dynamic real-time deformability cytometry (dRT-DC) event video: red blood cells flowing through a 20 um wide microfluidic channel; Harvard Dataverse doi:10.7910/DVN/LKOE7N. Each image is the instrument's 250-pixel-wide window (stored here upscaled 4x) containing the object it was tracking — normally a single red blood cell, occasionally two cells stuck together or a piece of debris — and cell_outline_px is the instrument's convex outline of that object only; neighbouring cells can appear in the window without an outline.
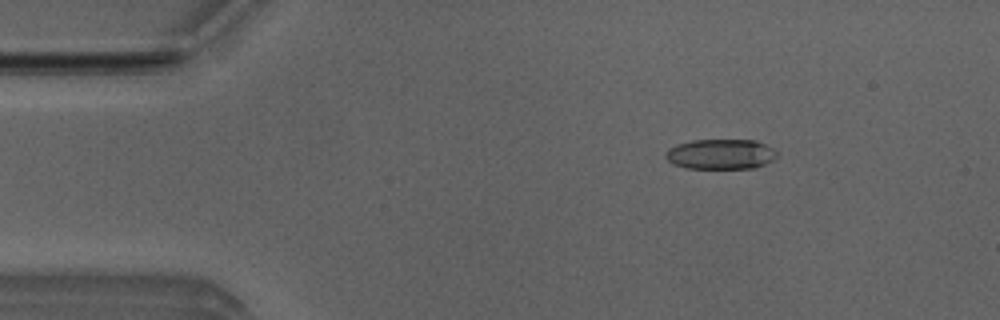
{"species": "Egyptian fruit bat (a non-hibernating species)", "species_latin": "Rousettus aegyptiacus", "temperature_condition": "room temperature", "stored_images_in_passage": 51, "camera_frame_rate_fps": 3000, "um_per_image_px": 0.085, "animal": {"sex": "male"}, "frame": {"image": 1, "passage_image": 7, "time_ms": 2.0, "image_size_px": [1000, 320], "cell_outline_px": [[776, 156], [772, 160], [764, 164], [752, 168], [684, 168], [672, 164], [664, 156], [668, 148], [676, 144], [692, 140], [756, 140], [772, 148], [776, 152]], "centroid_in_image_um": [61.2, 13.1], "position_along_channel_um": 23.8, "area_um2": 19.54}}
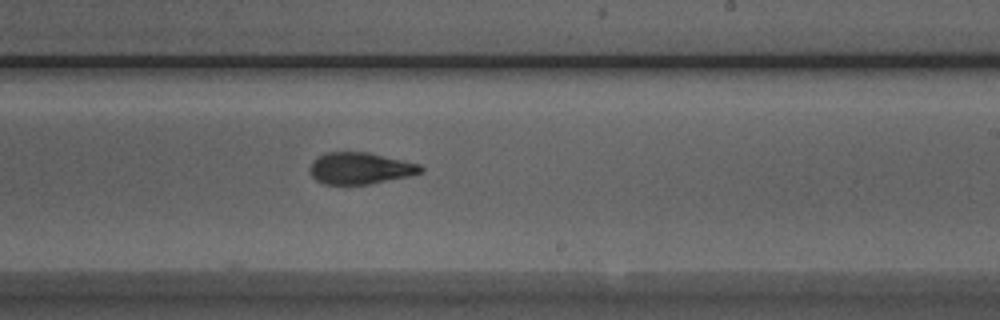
{"frame": {"image": 2, "passage_image": 30, "time_ms": 9.667, "image_size_px": [1000, 320], "cell_outline_px": [[424, 172], [408, 176], [368, 184], [324, 184], [316, 180], [312, 176], [308, 168], [312, 160], [316, 156], [324, 152], [368, 152], [420, 164], [424, 168]], "centroid_in_image_um": [30.58, 14.29], "position_along_channel_um": 258.4, "area_um2": 20.58}}
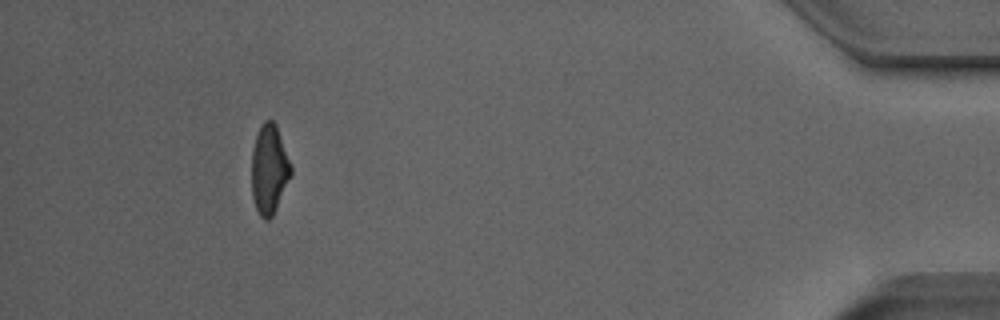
{"frame": {"image": 3, "passage_image": 47, "time_ms": 15.333, "image_size_px": [1000, 320], "cell_outline_px": [[292, 172], [276, 208], [272, 216], [268, 220], [264, 220], [260, 216], [256, 208], [252, 196], [252, 148], [256, 136], [264, 120], [272, 120], [276, 124], [292, 164]], "centroid_in_image_um": [22.89, 14.38], "position_along_channel_um": 412.3, "area_um2": 20.4}, "authors_computed_cell_mechanics": {"area_um2": 20.9236, "velocity_mm_per_s": 3.9293, "shape_relaxation_time_tau1_ms": 5.9183, "shape_relaxation_time_tau2_ms": 1.9006, "deformation_change_tau1": 0.179, "deformation_change_tau2": 0.0979}}